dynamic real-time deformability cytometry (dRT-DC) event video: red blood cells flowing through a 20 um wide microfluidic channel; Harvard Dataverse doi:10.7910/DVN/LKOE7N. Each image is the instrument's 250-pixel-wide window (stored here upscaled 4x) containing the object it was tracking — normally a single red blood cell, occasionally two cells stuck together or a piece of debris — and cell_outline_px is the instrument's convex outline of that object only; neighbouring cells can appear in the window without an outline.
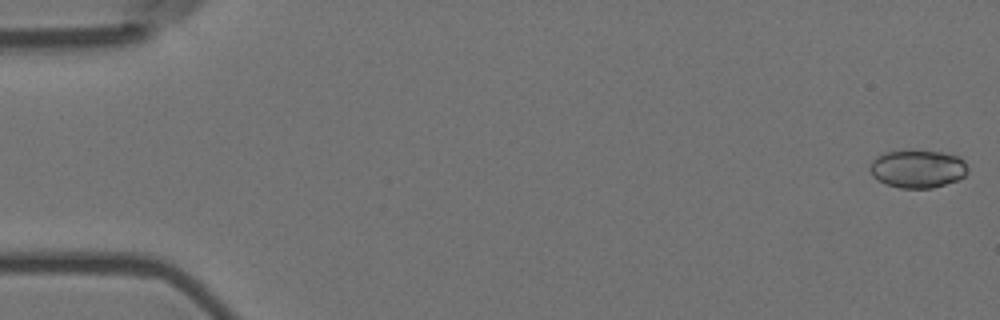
{"species": "Egyptian fruit bat (a non-hibernating species)", "species_latin": "Rousettus aegyptiacus", "temperature_condition": "room temperature", "stored_images_in_passage": 7, "camera_frame_rate_fps": 3000, "um_per_image_px": 0.085, "animal": {"sex": "female"}, "frame": {"image": 1, "passage_image": 1, "time_ms": 0.0, "image_size_px": [1000, 320], "cell_outline_px": [[968, 172], [960, 180], [932, 188], [900, 188], [888, 184], [872, 176], [868, 168], [872, 160], [876, 156], [884, 152], [940, 152], [960, 156], [964, 160], [968, 168]], "centroid_in_image_um": [78.03, 14.37], "position_along_channel_um": 7.0, "area_um2": 21.5}}
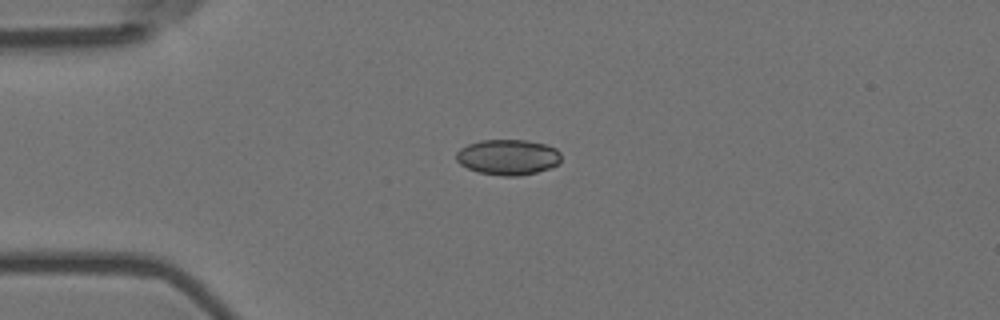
{"frame": {"image": 2, "passage_image": 5, "time_ms": 1.333, "image_size_px": [1000, 320], "cell_outline_px": [[560, 160], [552, 168], [536, 172], [516, 176], [504, 176], [480, 172], [468, 168], [460, 164], [456, 160], [456, 152], [460, 148], [468, 144], [480, 140], [528, 140], [544, 144], [556, 148], [560, 152]], "centroid_in_image_um": [43.17, 13.35], "position_along_channel_um": 41.8, "area_um2": 21.68}}